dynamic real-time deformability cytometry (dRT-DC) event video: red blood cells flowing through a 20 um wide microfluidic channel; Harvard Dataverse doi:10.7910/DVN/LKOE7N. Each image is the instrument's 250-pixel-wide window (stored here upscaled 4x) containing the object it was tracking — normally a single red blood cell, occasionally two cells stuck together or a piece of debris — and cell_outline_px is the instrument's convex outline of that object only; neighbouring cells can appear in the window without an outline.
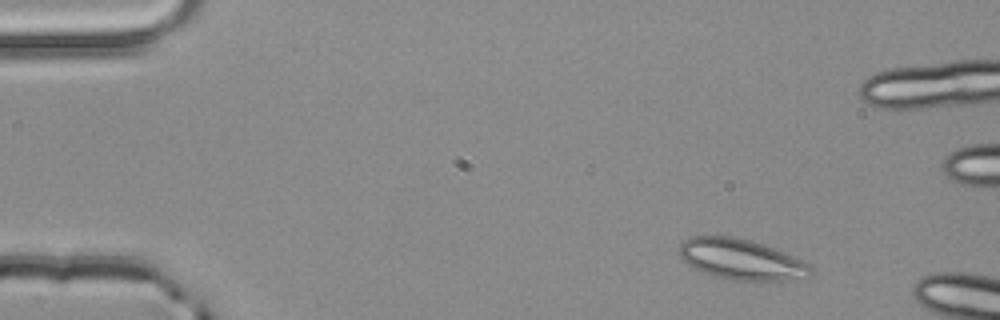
{"species": "common noctule bat (a hibernating species)", "species_latin": "Nyctalus noctula", "temperature_condition": "room temperature", "stored_images_in_passage": 2, "camera_frame_rate_fps": 3000, "um_per_image_px": 0.085, "animal": {"sex": "male", "body_mass_g": 20.4}, "frame": {"image": 1, "passage_image": 1, "time_ms": 0.0, "image_size_px": [1000, 320], "cell_outline_px": [[812, 272], [788, 280], [728, 280], [692, 268], [680, 260], [680, 244], [684, 240], [692, 236], [728, 236], [752, 240], [764, 244], [784, 252], [812, 264]], "centroid_in_image_um": [62.95, 22.03], "position_along_channel_um": 22.0, "area_um2": 30.98}}